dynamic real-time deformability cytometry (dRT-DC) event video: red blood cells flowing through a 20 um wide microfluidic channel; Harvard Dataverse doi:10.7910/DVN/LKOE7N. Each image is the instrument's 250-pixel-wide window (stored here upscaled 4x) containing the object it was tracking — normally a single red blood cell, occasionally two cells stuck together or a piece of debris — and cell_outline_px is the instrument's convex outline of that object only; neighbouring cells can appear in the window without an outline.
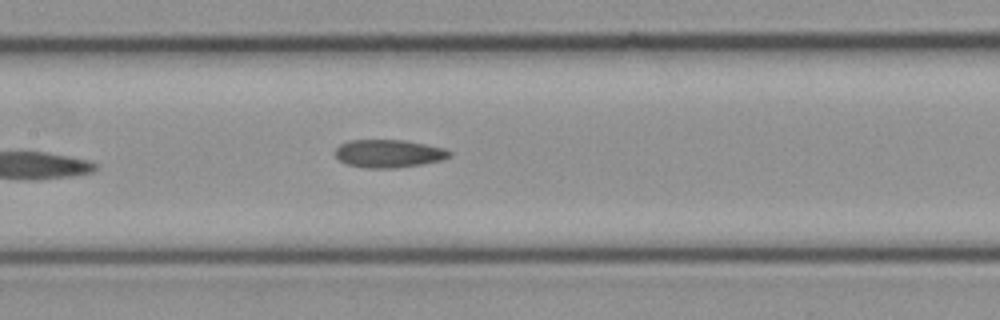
{"species": "common noctule bat (a hibernating species)", "species_latin": "Nyctalus noctula", "temperature_condition": "cold", "stored_images_in_passage": 10, "camera_frame_rate_fps": 3000, "um_per_image_px": 0.085, "animal": {"sex": "female", "body_mass_g": 21.9}, "frame": {"image": 1, "passage_image": 10, "time_ms": 3.0, "image_size_px": [1000, 320], "cell_outline_px": [[452, 156], [444, 160], [424, 164], [396, 168], [364, 168], [344, 164], [336, 156], [336, 148], [340, 144], [348, 140], [404, 140], [444, 148], [452, 152]], "centroid_in_image_um": [33.06, 13.06], "position_along_channel_um": 174.3, "area_um2": 18.84}}